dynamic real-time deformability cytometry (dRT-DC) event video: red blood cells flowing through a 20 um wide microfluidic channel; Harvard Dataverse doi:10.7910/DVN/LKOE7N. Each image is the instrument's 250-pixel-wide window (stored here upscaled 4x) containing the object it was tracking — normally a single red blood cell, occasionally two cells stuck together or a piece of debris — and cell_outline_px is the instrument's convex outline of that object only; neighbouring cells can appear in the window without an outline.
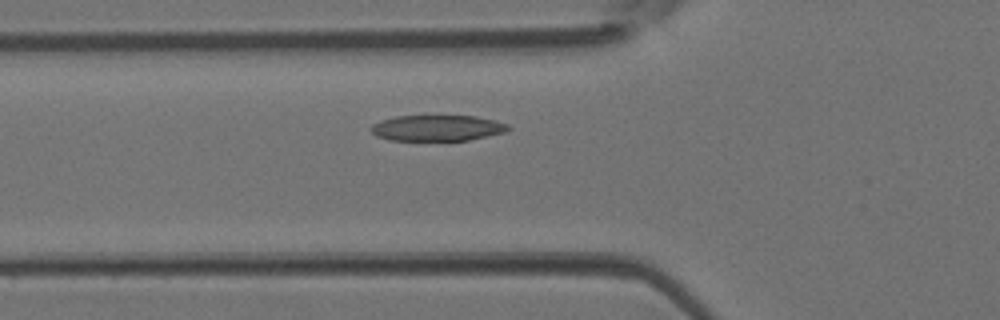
{"species": "Egyptian fruit bat (a non-hibernating species)", "species_latin": "Rousettus aegyptiacus", "temperature_condition": "room temperature", "stored_images_in_passage": 35, "camera_frame_rate_fps": 3000, "um_per_image_px": 0.085, "animal": {"sex": "female"}, "frame": {"image": 1, "passage_image": 10, "time_ms": 3.0, "image_size_px": [1000, 320], "cell_outline_px": [[512, 128], [504, 132], [468, 140], [388, 140], [376, 136], [368, 128], [372, 124], [380, 120], [396, 116], [476, 116], [496, 120], [508, 124]], "centroid_in_image_um": [37.14, 10.87], "position_along_channel_um": 88.7, "area_um2": 20.75}}
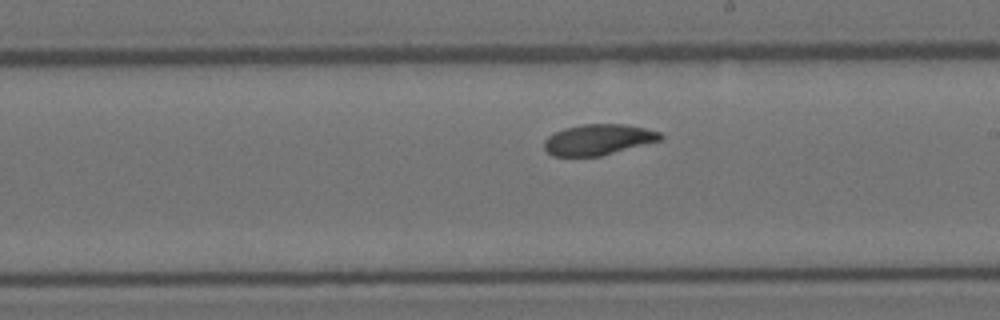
{"frame": {"image": 2, "passage_image": 20, "time_ms": 6.333, "image_size_px": [1000, 320], "cell_outline_px": [[664, 136], [660, 140], [600, 156], [552, 156], [544, 148], [544, 140], [548, 136], [564, 128], [584, 124], [624, 124], [644, 128], [660, 132]], "centroid_in_image_um": [50.83, 11.86], "position_along_channel_um": 238.2, "area_um2": 20.63}}
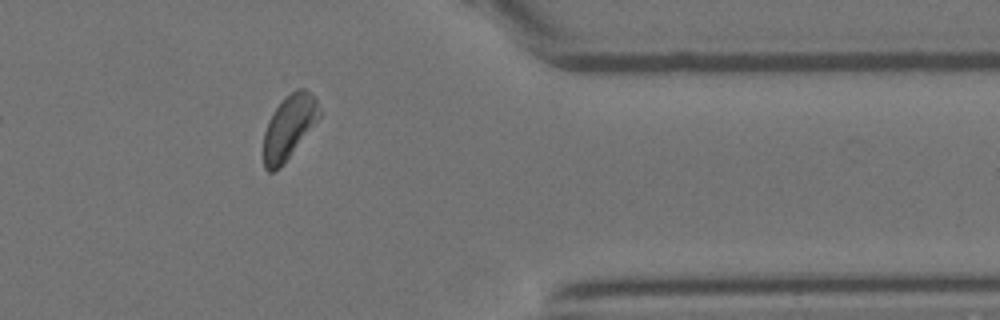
{"frame": {"image": 3, "passage_image": 31, "time_ms": 10.0, "image_size_px": [1000, 320], "cell_outline_px": [[320, 116], [284, 164], [280, 168], [272, 172], [268, 172], [264, 168], [264, 132], [268, 120], [276, 108], [296, 88], [304, 88], [316, 96], [320, 112]], "centroid_in_image_um": [24.56, 10.81], "position_along_channel_um": 386.8, "area_um2": 20.46}}